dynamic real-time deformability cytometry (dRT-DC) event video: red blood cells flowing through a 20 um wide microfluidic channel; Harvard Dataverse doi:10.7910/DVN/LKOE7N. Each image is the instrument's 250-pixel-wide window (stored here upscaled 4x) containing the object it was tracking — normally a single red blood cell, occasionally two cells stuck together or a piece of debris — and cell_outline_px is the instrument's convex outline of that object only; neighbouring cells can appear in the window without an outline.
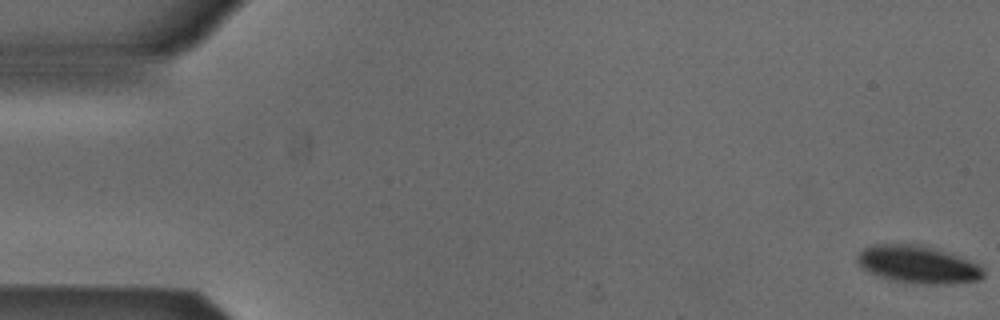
{"species": "Egyptian fruit bat (a non-hibernating species)", "species_latin": "Rousettus aegyptiacus", "temperature_condition": "cold", "stored_images_in_passage": 8, "camera_frame_rate_fps": 3000, "um_per_image_px": 0.085, "animal": {"sex": "male"}, "frame": {"image": 1, "passage_image": 1, "time_ms": 0.0, "image_size_px": [1000, 320], "cell_outline_px": [[984, 276], [980, 280], [944, 284], [924, 284], [892, 280], [868, 272], [860, 268], [856, 260], [856, 256], [864, 248], [872, 244], [916, 244], [932, 248], [968, 260], [984, 268]], "centroid_in_image_um": [77.97, 22.49], "position_along_channel_um": 7.0, "area_um2": 27.34}}